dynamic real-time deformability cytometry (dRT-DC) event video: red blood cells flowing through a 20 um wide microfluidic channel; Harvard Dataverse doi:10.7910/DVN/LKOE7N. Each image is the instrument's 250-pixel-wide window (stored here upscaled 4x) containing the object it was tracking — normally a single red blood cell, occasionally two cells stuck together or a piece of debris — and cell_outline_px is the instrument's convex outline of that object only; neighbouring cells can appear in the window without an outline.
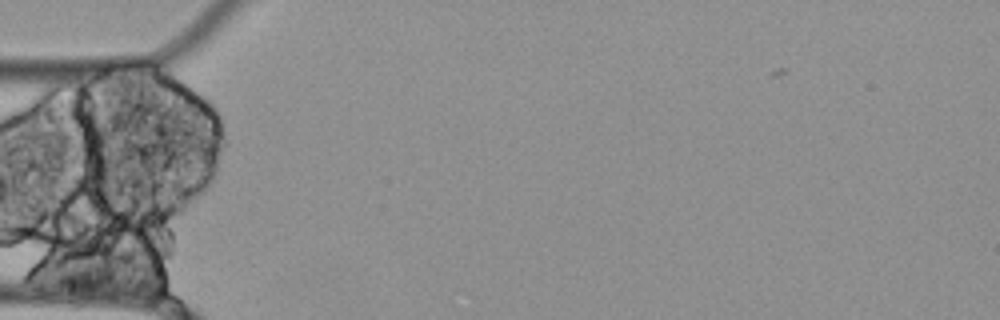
{"species": "Egyptian fruit bat (a non-hibernating species)", "species_latin": "Rousettus aegyptiacus", "temperature_condition": "cold", "stored_images_in_passage": 2, "camera_frame_rate_fps": 3000, "um_per_image_px": 0.085, "animal": {"sex": "female"}, "frame": {"image": 1, "passage_image": 1, "time_ms": 0.0, "image_size_px": [1000, 320], "cell_outline_px": [[132, 256], [116, 296], [76, 296], [56, 280], [56, 264], [68, 252], [92, 232], [124, 244], [132, 248]], "centroid_in_image_um": [8.03, 22.68], "position_along_channel_um": 77.0, "area_um2": 25.49}}